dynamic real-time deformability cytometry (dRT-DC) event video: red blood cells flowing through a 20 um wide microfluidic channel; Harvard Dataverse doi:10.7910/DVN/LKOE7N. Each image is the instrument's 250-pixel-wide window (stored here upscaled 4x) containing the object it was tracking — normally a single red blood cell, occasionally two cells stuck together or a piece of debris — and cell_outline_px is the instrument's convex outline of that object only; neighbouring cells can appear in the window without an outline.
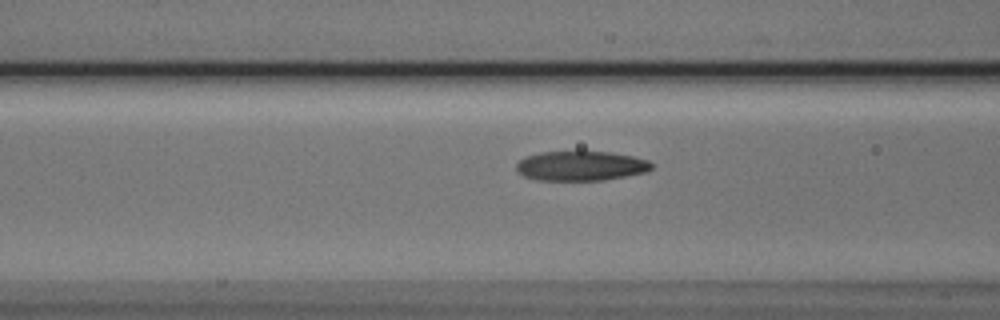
{"species": "Egyptian fruit bat (a non-hibernating species)", "species_latin": "Rousettus aegyptiacus", "temperature_condition": "cold", "stored_images_in_passage": 34, "camera_frame_rate_fps": 3000, "um_per_image_px": 0.085, "animal": {"sex": "male"}, "frame": {"image": 1, "passage_image": 6, "time_ms": 1.667, "image_size_px": [1000, 320], "cell_outline_px": [[652, 168], [648, 172], [604, 180], [536, 180], [524, 176], [516, 172], [516, 164], [524, 156], [540, 152], [580, 148], [608, 152], [632, 156], [648, 160], [652, 164]], "centroid_in_image_um": [49.33, 14.05], "position_along_channel_um": 117.3, "area_um2": 24.39}}
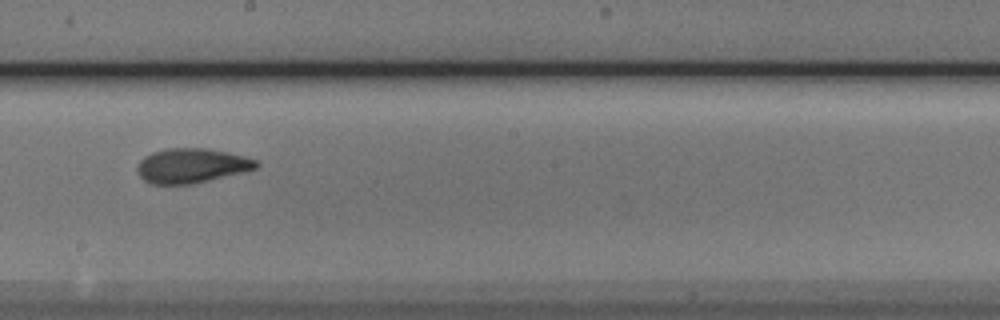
{"frame": {"image": 2, "passage_image": 15, "time_ms": 4.667, "image_size_px": [1000, 320], "cell_outline_px": [[260, 164], [256, 168], [248, 172], [196, 184], [148, 184], [140, 176], [136, 168], [140, 160], [144, 156], [152, 152], [168, 148], [208, 148], [228, 152], [260, 160]], "centroid_in_image_um": [16.34, 14.09], "position_along_channel_um": 231.9, "area_um2": 24.62}}
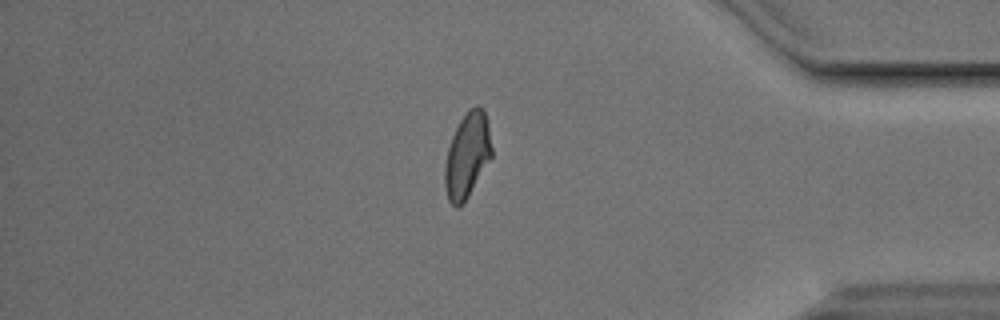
{"frame": {"image": 3, "passage_image": 30, "time_ms": 9.667, "image_size_px": [1000, 320], "cell_outline_px": [[492, 156], [464, 204], [456, 208], [448, 200], [444, 184], [444, 168], [448, 148], [452, 136], [460, 120], [468, 108], [476, 104], [484, 108], [492, 148]], "centroid_in_image_um": [39.7, 13.21], "position_along_channel_um": 395.5, "area_um2": 23.35}, "authors_computed_cell_mechanics": {"area_um2": 23.6402, "velocity_mm_per_s": 3.8244, "shape_relaxation_time_tau1_ms": 3.3986, "shape_relaxation_time_tau2_ms": 2.5258, "deformation_change_tau1": 0.1616, "deformation_change_tau2": 0.068}}